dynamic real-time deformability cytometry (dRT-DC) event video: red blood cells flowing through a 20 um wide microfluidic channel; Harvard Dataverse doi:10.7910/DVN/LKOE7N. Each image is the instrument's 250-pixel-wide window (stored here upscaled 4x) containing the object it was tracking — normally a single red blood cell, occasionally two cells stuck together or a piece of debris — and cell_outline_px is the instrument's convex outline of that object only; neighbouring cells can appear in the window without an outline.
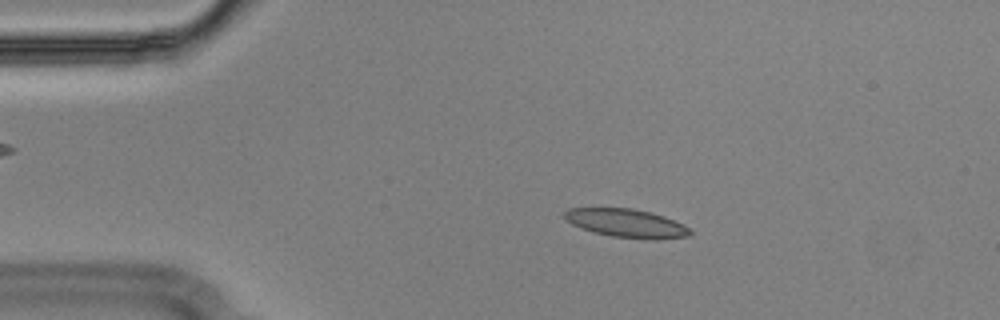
{"species": "Egyptian fruit bat (a non-hibernating species)", "species_latin": "Rousettus aegyptiacus", "temperature_condition": "cold", "stored_images_in_passage": 55, "camera_frame_rate_fps": 3000, "um_per_image_px": 0.085, "animal": {"sex": "male"}, "frame": {"image": 1, "passage_image": 10, "time_ms": 3.0, "image_size_px": [1000, 320], "cell_outline_px": [[692, 232], [688, 236], [656, 240], [652, 240], [612, 236], [592, 232], [580, 228], [572, 224], [564, 216], [564, 212], [568, 208], [632, 208], [664, 216], [684, 224]], "centroid_in_image_um": [53.25, 18.98], "position_along_channel_um": 31.7, "area_um2": 20.81}}
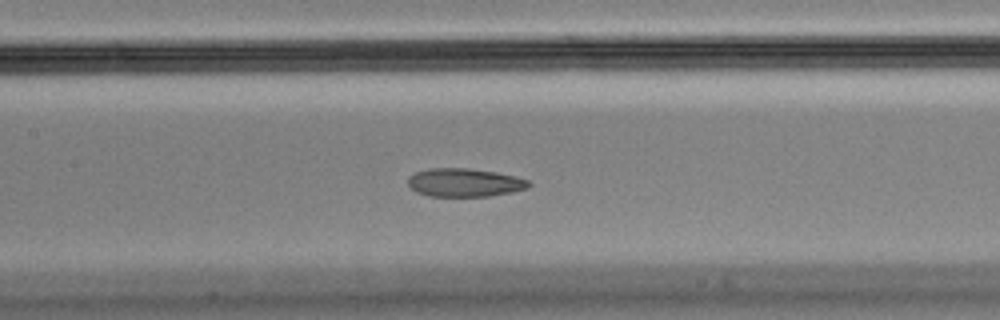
{"frame": {"image": 2, "passage_image": 25, "time_ms": 8.0, "image_size_px": [1000, 320], "cell_outline_px": [[532, 184], [528, 188], [512, 192], [488, 196], [428, 196], [416, 192], [408, 184], [408, 176], [416, 172], [428, 168], [468, 168], [496, 172], [516, 176], [528, 180]], "centroid_in_image_um": [39.49, 15.51], "position_along_channel_um": 167.9, "area_um2": 20.06}}
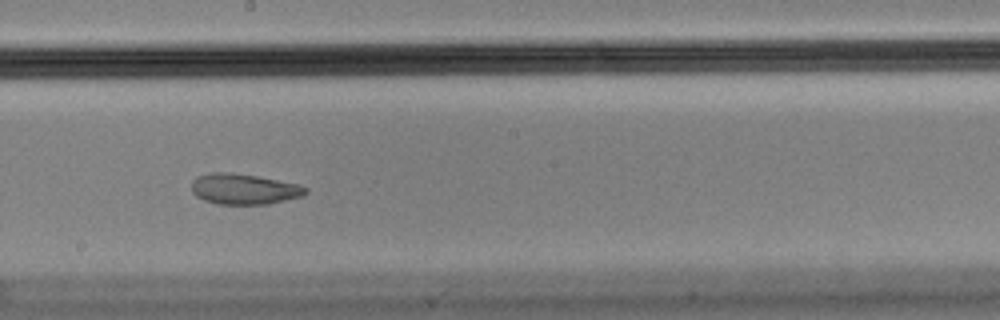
{"frame": {"image": 3, "passage_image": 30, "time_ms": 9.667, "image_size_px": [1000, 320], "cell_outline_px": [[308, 192], [304, 196], [268, 204], [216, 204], [204, 200], [196, 196], [192, 192], [192, 180], [196, 176], [212, 172], [232, 172], [256, 176], [296, 184], [308, 188]], "centroid_in_image_um": [20.71, 16.07], "position_along_channel_um": 227.5, "area_um2": 20.4}, "authors_computed_cell_mechanics": {"area_um2": 21.386, "velocity_mm_per_s": 3.5836, "shape_relaxation_time_tau1_ms": null, "shape_relaxation_time_tau2_ms": 2.1149, "deformation_change_tau1": null, "deformation_change_tau2": 0.067}}